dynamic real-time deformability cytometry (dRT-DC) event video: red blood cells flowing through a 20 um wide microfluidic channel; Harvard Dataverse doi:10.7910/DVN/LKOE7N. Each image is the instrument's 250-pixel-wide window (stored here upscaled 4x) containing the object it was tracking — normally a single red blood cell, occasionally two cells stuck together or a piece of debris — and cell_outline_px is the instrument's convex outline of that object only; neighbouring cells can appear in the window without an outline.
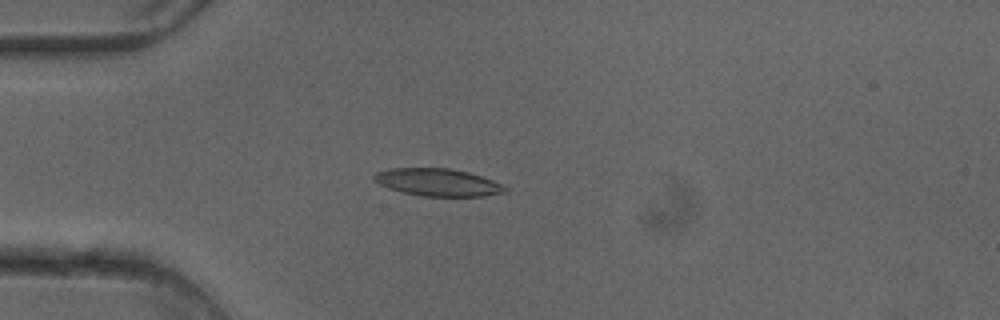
{"species": "common noctule bat (a hibernating species)", "species_latin": "Nyctalus noctula", "temperature_condition": "cold", "stored_images_in_passage": 50, "camera_frame_rate_fps": 3000, "um_per_image_px": 0.085, "animal": {"sex": "female"}, "frame": {"image": 1, "passage_image": 14, "time_ms": 4.333, "image_size_px": [1000, 320], "cell_outline_px": [[508, 192], [484, 196], [420, 196], [388, 188], [380, 184], [372, 176], [376, 172], [388, 168], [448, 168], [468, 172], [504, 184], [508, 188]], "centroid_in_image_um": [37.25, 15.5], "position_along_channel_um": 47.8, "area_um2": 20.98}}
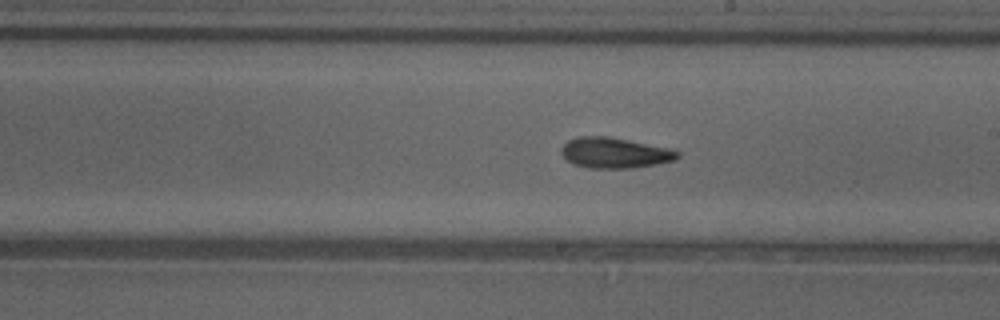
{"frame": {"image": 2, "passage_image": 29, "time_ms": 9.333, "image_size_px": [1000, 320], "cell_outline_px": [[680, 156], [676, 160], [656, 164], [632, 168], [592, 168], [572, 164], [560, 152], [560, 148], [568, 140], [580, 136], [608, 136], [676, 148], [680, 152]], "centroid_in_image_um": [52.32, 12.98], "position_along_channel_um": 236.7, "area_um2": 21.1}}
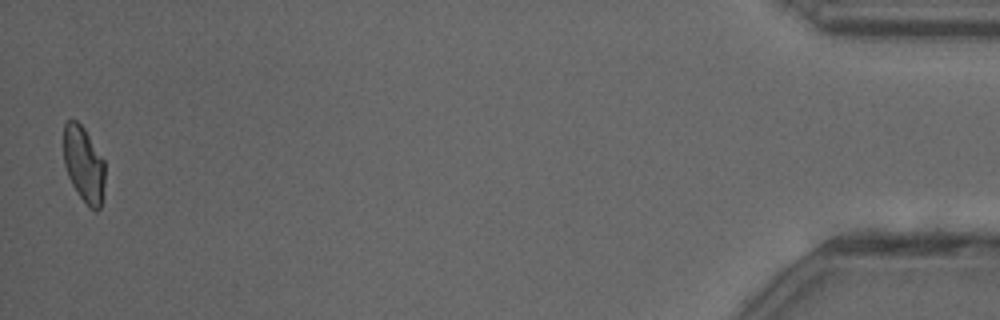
{"frame": {"image": 3, "passage_image": 50, "time_ms": 16.333, "image_size_px": [1000, 320], "cell_outline_px": [[104, 184], [100, 208], [96, 212], [88, 208], [72, 184], [68, 176], [64, 164], [64, 124], [68, 120], [76, 120], [84, 128], [104, 160]], "centroid_in_image_um": [7.12, 13.99], "position_along_channel_um": 428.1, "area_um2": 18.21}, "authors_computed_cell_mechanics": {"area_um2": 20.6924, "velocity_mm_per_s": 4.1008, "shape_relaxation_time_tau1_ms": null, "shape_relaxation_time_tau2_ms": 4.6734, "deformation_change_tau1": null, "deformation_change_tau2": 0.1297}}